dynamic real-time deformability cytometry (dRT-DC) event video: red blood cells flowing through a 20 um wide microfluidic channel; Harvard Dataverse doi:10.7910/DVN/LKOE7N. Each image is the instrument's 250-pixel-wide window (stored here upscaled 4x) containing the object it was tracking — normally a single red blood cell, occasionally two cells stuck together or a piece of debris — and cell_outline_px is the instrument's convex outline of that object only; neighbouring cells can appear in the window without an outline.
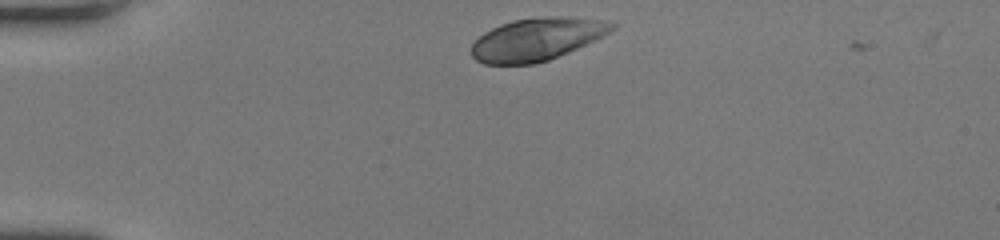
{"species": "human", "species_latin": "Homo sapiens", "temperature_condition": "room temperature", "stored_images_in_passage": 31, "camera_frame_rate_fps": 3000, "um_per_image_px": 0.085, "donor": {"sex": "female"}, "frame": {"image": 1, "passage_image": 1, "time_ms": 0.0, "image_size_px": [1000, 240], "cell_outline_px": [[616, 24], [608, 32], [568, 52], [548, 60], [536, 64], [484, 64], [476, 60], [472, 56], [472, 44], [484, 32], [500, 24], [512, 20], [544, 16], [560, 16], [596, 20]], "centroid_in_image_um": [45.53, 3.34], "position_along_channel_um": 39.5, "area_um2": 34.22}}
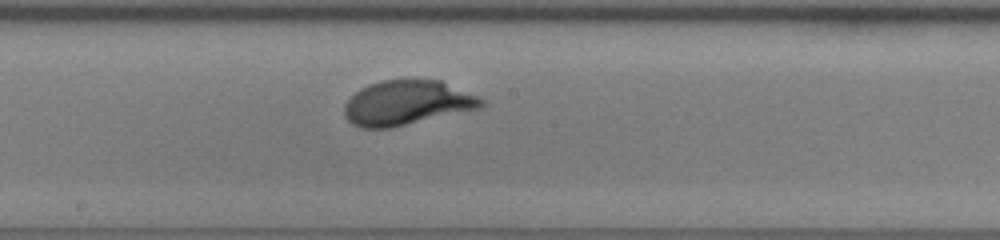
{"frame": {"image": 2, "passage_image": 17, "time_ms": 5.333, "image_size_px": [1000, 240], "cell_outline_px": [[484, 104], [480, 108], [388, 128], [360, 128], [352, 124], [344, 116], [344, 104], [360, 88], [368, 84], [384, 80], [440, 80], [476, 96], [484, 100]], "centroid_in_image_um": [34.54, 8.74], "position_along_channel_um": 213.7, "area_um2": 35.14}}
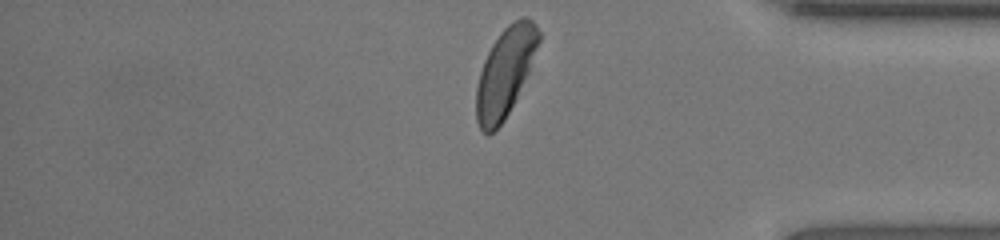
{"frame": {"image": 3, "passage_image": 31, "time_ms": 10.0, "image_size_px": [1000, 240], "cell_outline_px": [[540, 40], [528, 72], [504, 120], [492, 132], [484, 132], [480, 128], [476, 120], [476, 88], [480, 72], [484, 60], [492, 44], [500, 32], [508, 24], [520, 16], [524, 16], [532, 20], [536, 24], [540, 32]], "centroid_in_image_um": [42.93, 6.08], "position_along_channel_um": 392.3, "area_um2": 31.67}, "authors_computed_cell_mechanics": {"area_um2": 35.0846, "velocity_mm_per_s": 4.1744, "shape_relaxation_time_tau1_ms": 2.1379, "shape_relaxation_time_tau2_ms": null, "deformation_change_tau1": 0.1442, "deformation_change_tau2": null}}